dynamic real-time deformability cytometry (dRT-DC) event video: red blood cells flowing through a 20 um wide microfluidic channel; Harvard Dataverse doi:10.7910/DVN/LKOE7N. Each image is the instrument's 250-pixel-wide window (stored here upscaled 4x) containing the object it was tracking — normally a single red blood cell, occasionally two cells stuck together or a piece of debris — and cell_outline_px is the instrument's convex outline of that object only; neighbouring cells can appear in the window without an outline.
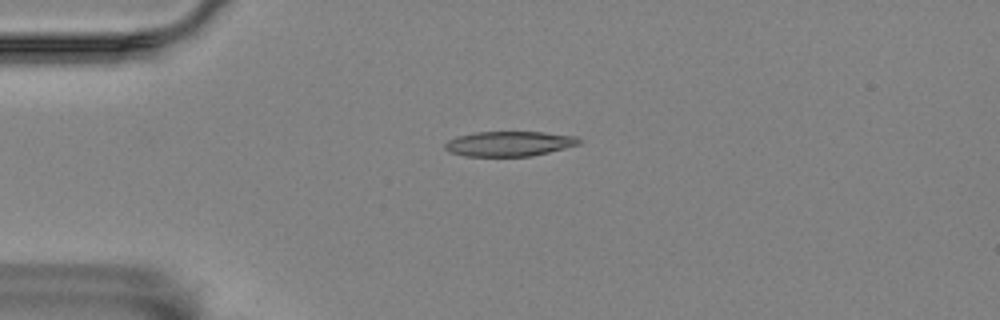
{"species": "Egyptian fruit bat (a non-hibernating species)", "species_latin": "Rousettus aegyptiacus", "temperature_condition": "room temperature", "stored_images_in_passage": 3, "camera_frame_rate_fps": 3000, "um_per_image_px": 0.085, "animal": {"sex": "female"}, "frame": {"image": 1, "passage_image": 2, "time_ms": 1.333, "image_size_px": [1000, 320], "cell_outline_px": [[580, 144], [532, 156], [464, 156], [448, 152], [444, 148], [444, 144], [448, 140], [456, 136], [476, 132], [544, 132], [576, 136], [580, 140]], "centroid_in_image_um": [43.24, 12.21], "position_along_channel_um": 41.8, "area_um2": 19.54}}